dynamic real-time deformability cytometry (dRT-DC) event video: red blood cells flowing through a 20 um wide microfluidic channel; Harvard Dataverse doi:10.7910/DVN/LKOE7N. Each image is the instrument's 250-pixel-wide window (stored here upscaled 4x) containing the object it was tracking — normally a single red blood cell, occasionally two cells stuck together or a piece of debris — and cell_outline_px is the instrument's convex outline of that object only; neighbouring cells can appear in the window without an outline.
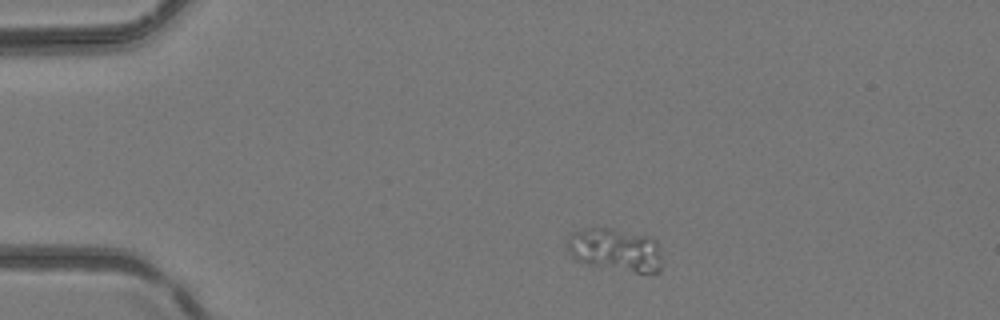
{"species": "common noctule bat (a hibernating species)", "species_latin": "Nyctalus noctula", "temperature_condition": "room temperature", "stored_images_in_passage": 3, "camera_frame_rate_fps": 3000, "um_per_image_px": 0.085, "animal": {"sex": "female", "body_mass_g": 24.6, "forearm_length_mm": 56.2}, "frame": {"image": 1, "passage_image": 1, "time_ms": 0.0, "image_size_px": [1000, 320], "cell_outline_px": [[660, 272], [636, 272], [588, 264], [576, 260], [568, 252], [564, 236], [572, 232], [584, 228], [608, 228], [648, 236], [656, 240], [660, 252]], "centroid_in_image_um": [52.24, 21.21], "position_along_channel_um": 32.8, "area_um2": 23.76}}
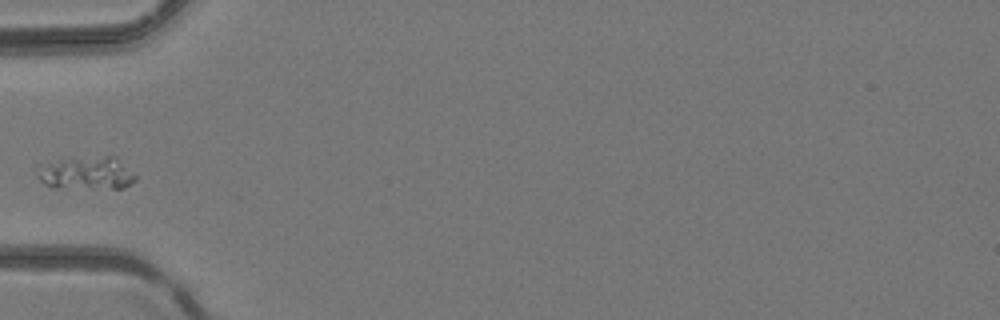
{"frame": {"image": 2, "passage_image": 3, "time_ms": 0.667, "image_size_px": [1000, 320], "cell_outline_px": [[136, 180], [124, 188], [52, 188], [44, 184], [36, 176], [36, 164], [60, 160], [108, 156], [112, 156], [136, 176]], "centroid_in_image_um": [7.24, 14.75], "position_along_channel_um": 77.8, "area_um2": 18.73}}